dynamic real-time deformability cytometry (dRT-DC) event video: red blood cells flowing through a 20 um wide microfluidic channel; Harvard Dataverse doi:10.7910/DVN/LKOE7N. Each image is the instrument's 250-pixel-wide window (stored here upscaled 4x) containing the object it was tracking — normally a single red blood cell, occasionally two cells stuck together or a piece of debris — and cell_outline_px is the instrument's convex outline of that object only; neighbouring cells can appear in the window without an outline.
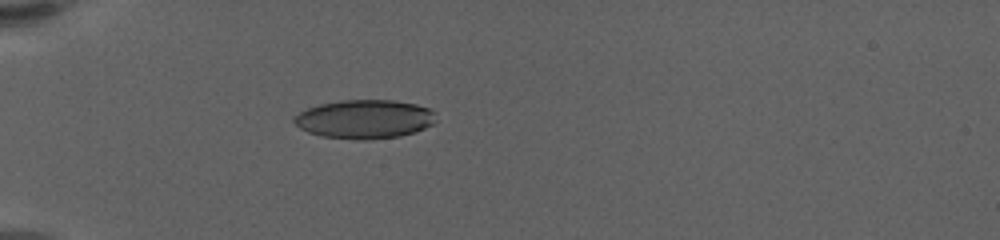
{"species": "human", "species_latin": "Homo sapiens", "temperature_condition": "warm", "stored_images_in_passage": 43, "camera_frame_rate_fps": 3000, "um_per_image_px": 0.085, "donor": {"sex": "female"}, "frame": {"image": 1, "passage_image": 1, "time_ms": 0.0, "image_size_px": [1000, 240], "cell_outline_px": [[436, 120], [432, 124], [424, 128], [400, 136], [368, 140], [352, 140], [320, 136], [308, 132], [300, 128], [292, 120], [292, 116], [308, 108], [320, 104], [340, 100], [392, 100], [416, 104], [428, 108], [436, 112]], "centroid_in_image_um": [30.97, 10.13], "position_along_channel_um": 54.0, "area_um2": 32.31}}
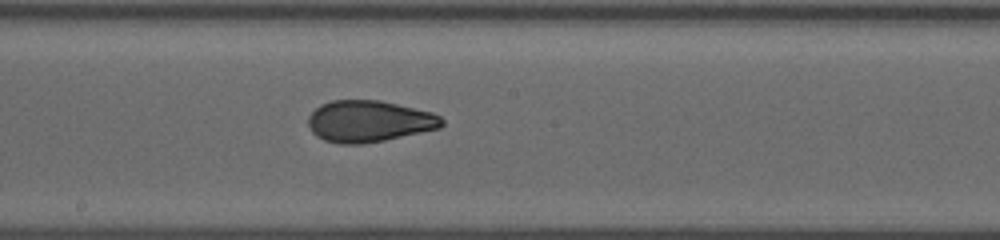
{"frame": {"image": 2, "passage_image": 17, "time_ms": 5.333, "image_size_px": [1000, 240], "cell_outline_px": [[444, 124], [440, 128], [384, 140], [360, 144], [340, 144], [324, 140], [316, 136], [312, 132], [308, 124], [308, 116], [320, 104], [332, 100], [380, 100], [432, 112], [440, 116], [444, 120]], "centroid_in_image_um": [31.36, 10.3], "position_along_channel_um": 216.8, "area_um2": 32.37}}
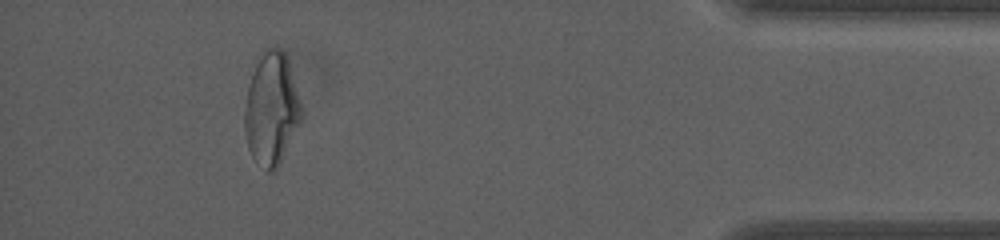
{"frame": {"image": 3, "passage_image": 38, "time_ms": 12.333, "image_size_px": [1000, 240], "cell_outline_px": [[304, 116], [276, 168], [272, 172], [268, 172], [252, 156], [248, 148], [244, 132], [244, 112], [248, 84], [252, 72], [264, 48], [280, 48], [284, 52], [288, 60], [304, 108]], "centroid_in_image_um": [23.09, 9.23], "position_along_channel_um": 412.1, "area_um2": 37.4}, "authors_computed_cell_mechanics": {"area_um2": 33.2928, "velocity_mm_per_s": 3.4475, "shape_relaxation_time_tau1_ms": 7.1105, "shape_relaxation_time_tau2_ms": 1.5324, "deformation_change_tau1": 0.2161, "deformation_change_tau2": 0.0666}}